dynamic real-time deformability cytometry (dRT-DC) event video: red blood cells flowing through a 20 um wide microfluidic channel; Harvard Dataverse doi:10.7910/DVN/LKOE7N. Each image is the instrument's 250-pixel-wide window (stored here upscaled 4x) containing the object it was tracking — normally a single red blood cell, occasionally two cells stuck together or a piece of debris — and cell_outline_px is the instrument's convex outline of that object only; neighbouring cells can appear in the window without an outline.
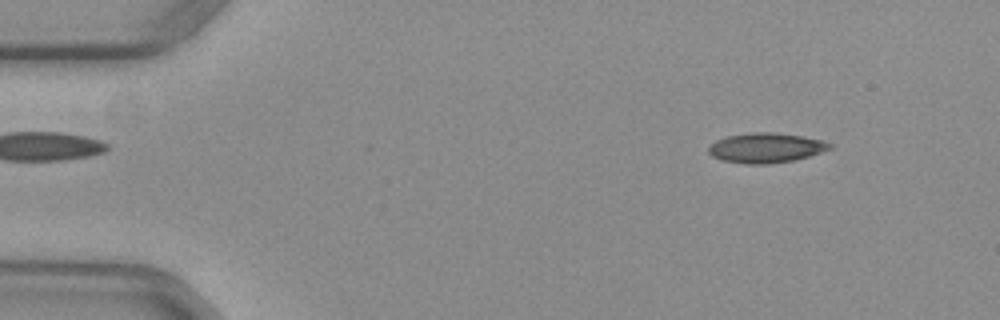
{"species": "common noctule bat (a hibernating species)", "species_latin": "Nyctalus noctula", "temperature_condition": "warm", "stored_images_in_passage": 52, "camera_frame_rate_fps": 3000, "um_per_image_px": 0.085, "animal": {"sex": "female", "body_mass_g": 29.2, "forearm_length_mm": 56.3}, "frame": {"image": 1, "passage_image": 6, "time_ms": 1.667, "image_size_px": [1000, 320], "cell_outline_px": [[832, 148], [808, 156], [792, 160], [768, 164], [748, 164], [724, 160], [712, 156], [708, 152], [708, 148], [716, 140], [728, 136], [752, 132], [776, 132], [800, 136], [820, 140], [832, 144]], "centroid_in_image_um": [65.08, 12.56], "position_along_channel_um": 19.9, "area_um2": 20.75}}
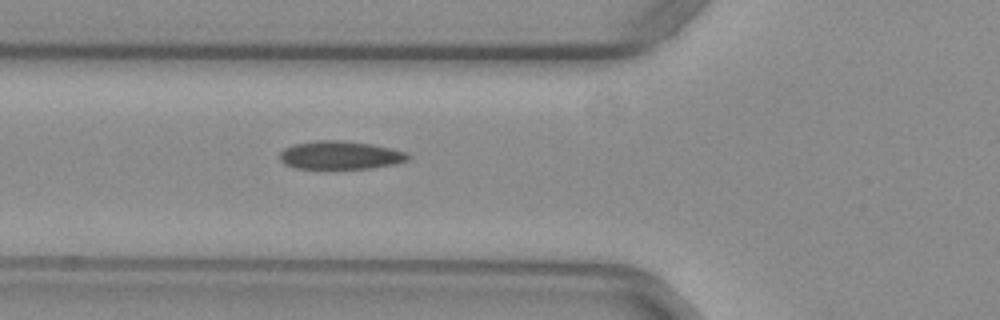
{"frame": {"image": 2, "passage_image": 19, "time_ms": 6.0, "image_size_px": [1000, 320], "cell_outline_px": [[412, 156], [408, 160], [396, 164], [372, 168], [296, 168], [284, 164], [280, 160], [280, 152], [284, 148], [292, 144], [316, 140], [344, 140], [372, 144], [392, 148], [408, 152]], "centroid_in_image_um": [28.95, 13.18], "position_along_channel_um": 96.8, "area_um2": 21.39}}
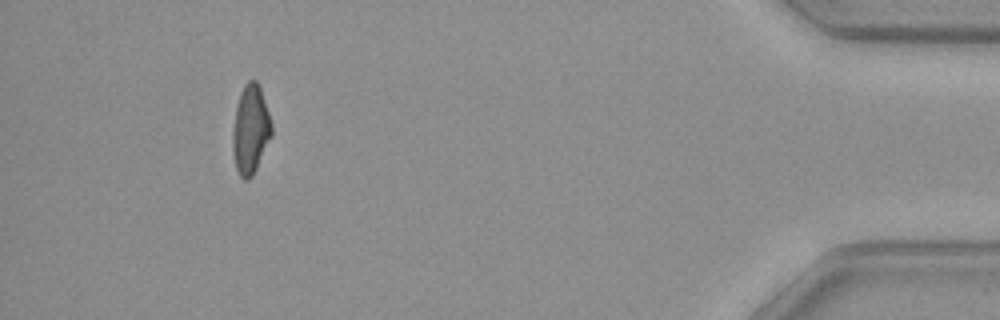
{"frame": {"image": 3, "passage_image": 48, "time_ms": 15.667, "image_size_px": [1000, 320], "cell_outline_px": [[272, 136], [252, 176], [248, 180], [244, 180], [240, 176], [236, 168], [232, 152], [232, 132], [236, 108], [240, 92], [244, 84], [248, 80], [256, 80], [260, 88], [272, 124]], "centroid_in_image_um": [21.28, 11.02], "position_along_channel_um": 413.9, "area_um2": 20.11}, "authors_computed_cell_mechanics": {"area_um2": 20.5768, "velocity_mm_per_s": 3.9751, "shape_relaxation_time_tau1_ms": null, "shape_relaxation_time_tau2_ms": 2.9098, "deformation_change_tau1": null, "deformation_change_tau2": 0.1013}}